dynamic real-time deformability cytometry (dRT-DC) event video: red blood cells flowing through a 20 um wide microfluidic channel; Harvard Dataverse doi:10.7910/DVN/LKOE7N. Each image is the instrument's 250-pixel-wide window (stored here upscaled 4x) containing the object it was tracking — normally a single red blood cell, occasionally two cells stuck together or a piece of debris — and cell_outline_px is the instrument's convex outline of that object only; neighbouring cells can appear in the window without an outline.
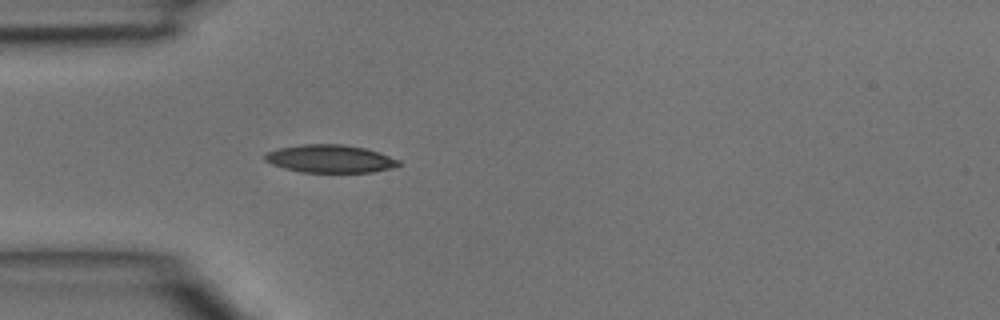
{"species": "common noctule bat (a hibernating species)", "species_latin": "Nyctalus noctula", "temperature_condition": "room temperature", "stored_images_in_passage": 3, "camera_frame_rate_fps": 3000, "um_per_image_px": 0.085, "animal": {"sex": "male", "body_mass_g": 15.6}, "frame": {"image": 1, "passage_image": 3, "time_ms": 0.667, "image_size_px": [1000, 320], "cell_outline_px": [[404, 164], [392, 168], [372, 172], [300, 172], [284, 168], [272, 164], [264, 160], [264, 156], [268, 152], [280, 148], [304, 144], [344, 144], [364, 148], [380, 152], [400, 160]], "centroid_in_image_um": [28.11, 13.5], "position_along_channel_um": 56.9, "area_um2": 21.79}}